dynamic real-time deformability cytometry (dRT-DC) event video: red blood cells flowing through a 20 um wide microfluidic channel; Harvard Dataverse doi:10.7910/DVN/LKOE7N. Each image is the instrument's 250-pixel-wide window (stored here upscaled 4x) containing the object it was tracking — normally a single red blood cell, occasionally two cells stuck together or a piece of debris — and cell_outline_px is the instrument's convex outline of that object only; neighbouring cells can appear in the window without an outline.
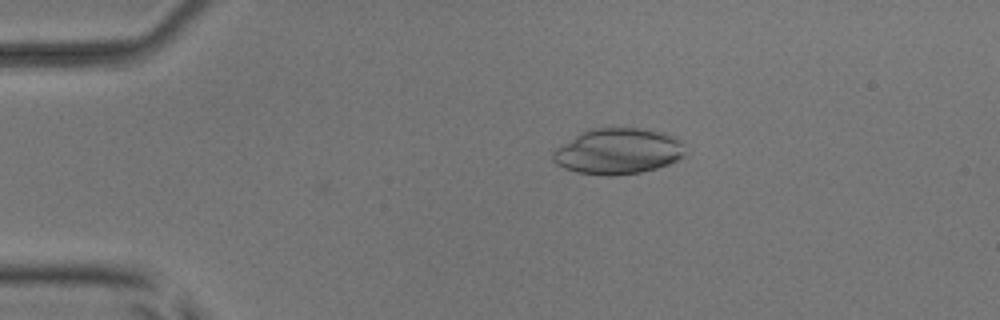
{"species": "common noctule bat (a hibernating species)", "species_latin": "Nyctalus noctula", "temperature_condition": "room temperature", "stored_images_in_passage": 51, "camera_frame_rate_fps": 3000, "um_per_image_px": 0.085, "animal": {"sex": "male", "body_mass_g": 17.9, "forearm_length_mm": 54.2}, "frame": {"image": 1, "passage_image": 10, "time_ms": 3.0, "image_size_px": [1000, 320], "cell_outline_px": [[684, 156], [668, 164], [656, 168], [640, 172], [612, 176], [604, 176], [576, 172], [564, 168], [556, 164], [552, 160], [552, 152], [556, 148], [580, 132], [588, 128], [636, 128], [664, 132], [676, 136], [684, 140]], "centroid_in_image_um": [52.53, 12.85], "position_along_channel_um": 32.5, "area_um2": 35.72}}
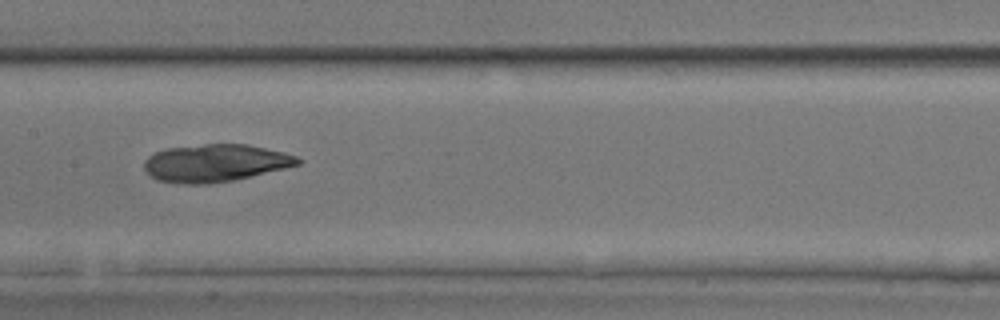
{"frame": {"image": 2, "passage_image": 26, "time_ms": 8.333, "image_size_px": [1000, 320], "cell_outline_px": [[304, 160], [300, 164], [236, 180], [208, 184], [184, 184], [156, 180], [144, 168], [144, 160], [148, 156], [156, 152], [168, 148], [204, 144], [248, 144], [284, 152], [296, 156]], "centroid_in_image_um": [18.32, 13.86], "position_along_channel_um": 189.1, "area_um2": 33.64}}
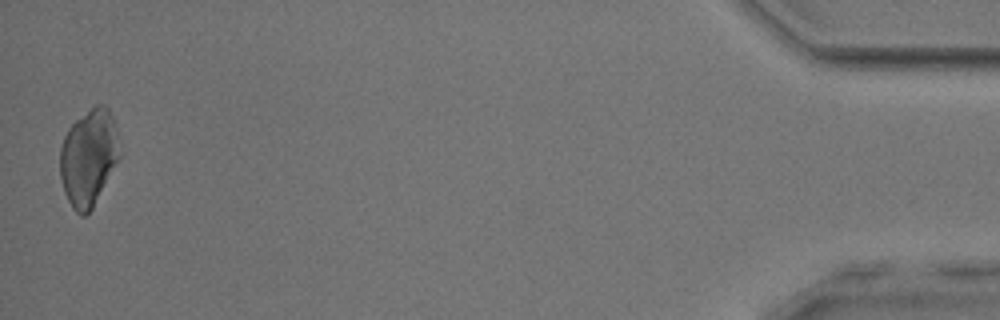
{"frame": {"image": 3, "passage_image": 51, "time_ms": 16.667, "image_size_px": [1000, 320], "cell_outline_px": [[120, 156], [92, 208], [84, 216], [80, 216], [72, 208], [64, 192], [60, 176], [60, 148], [64, 136], [68, 128], [76, 120], [96, 104], [104, 104], [108, 108], [112, 116], [116, 128]], "centroid_in_image_um": [7.51, 13.38], "position_along_channel_um": 427.7, "area_um2": 33.23}}